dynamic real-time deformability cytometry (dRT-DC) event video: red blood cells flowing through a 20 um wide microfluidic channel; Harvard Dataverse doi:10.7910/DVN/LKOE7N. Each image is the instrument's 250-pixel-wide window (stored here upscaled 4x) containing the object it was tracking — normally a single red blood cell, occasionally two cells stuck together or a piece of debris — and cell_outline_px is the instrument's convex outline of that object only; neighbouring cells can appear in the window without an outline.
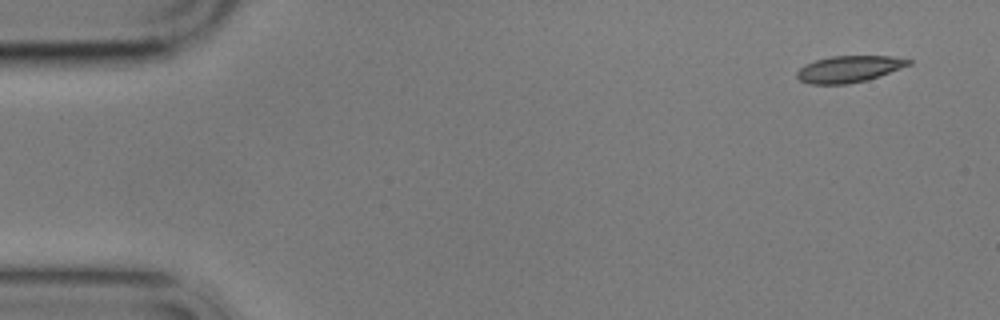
{"species": "common noctule bat (a hibernating species)", "species_latin": "Nyctalus noctula", "temperature_condition": "cold", "stored_images_in_passage": 4, "camera_frame_rate_fps": 3000, "um_per_image_px": 0.085, "animal": {"sex": "male", "body_mass_g": 17.9}, "frame": {"image": 1, "passage_image": 1, "time_ms": 0.0, "image_size_px": [1000, 320], "cell_outline_px": [[912, 64], [868, 80], [848, 84], [812, 84], [800, 80], [796, 76], [796, 72], [804, 64], [816, 60], [832, 56], [892, 56], [912, 60]], "centroid_in_image_um": [72.17, 5.87], "position_along_channel_um": 12.8, "area_um2": 17.28}}
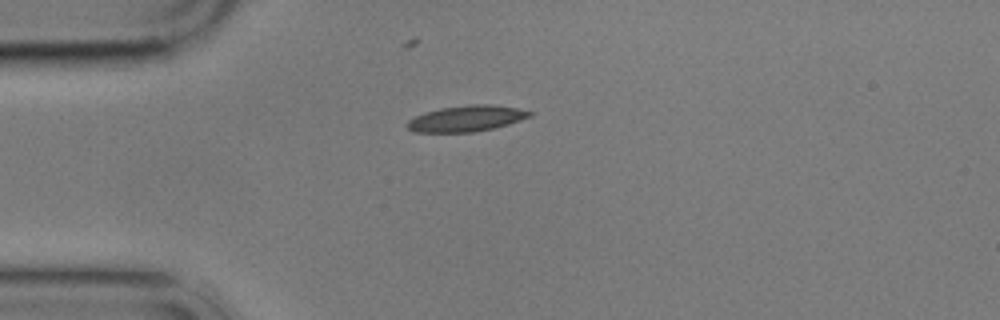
{"frame": {"image": 2, "passage_image": 4, "time_ms": 3.667, "image_size_px": [1000, 320], "cell_outline_px": [[532, 116], [508, 124], [476, 132], [416, 132], [408, 128], [404, 124], [408, 120], [424, 112], [440, 108], [468, 104], [488, 104], [516, 108], [532, 112]], "centroid_in_image_um": [39.61, 10.07], "position_along_channel_um": 45.4, "area_um2": 18.5}}